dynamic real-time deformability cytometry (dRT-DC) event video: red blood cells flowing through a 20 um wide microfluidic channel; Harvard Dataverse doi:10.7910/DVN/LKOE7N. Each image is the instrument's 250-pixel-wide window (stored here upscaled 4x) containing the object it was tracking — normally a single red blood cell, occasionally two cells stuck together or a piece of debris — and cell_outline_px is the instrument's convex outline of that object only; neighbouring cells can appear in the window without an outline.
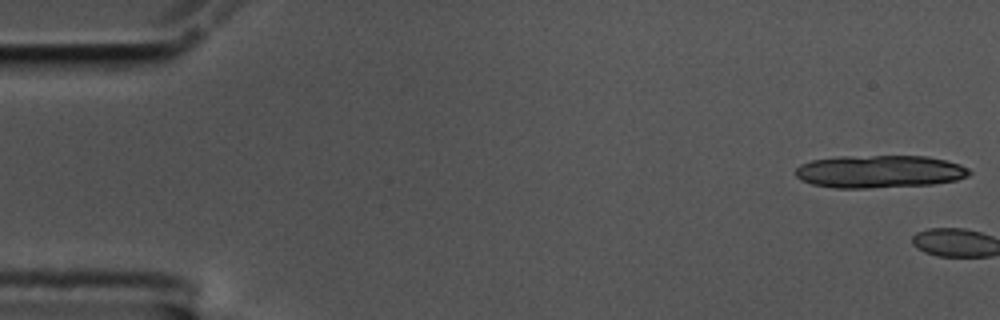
{"species": "common noctule bat (a hibernating species)", "species_latin": "Nyctalus noctula", "temperature_condition": "cold", "stored_images_in_passage": 3, "camera_frame_rate_fps": 3000, "um_per_image_px": 0.085, "animal": {"sex": "male", "body_mass_g": 17.5, "forearm_length_mm": 52.3}, "frame": {"image": 1, "passage_image": 1, "time_ms": 0.0, "image_size_px": [1000, 320], "cell_outline_px": [[972, 172], [968, 176], [956, 180], [932, 184], [868, 188], [832, 188], [812, 184], [800, 180], [796, 176], [796, 168], [800, 164], [812, 160], [840, 156], [928, 156], [960, 164], [968, 168]], "centroid_in_image_um": [74.74, 14.58], "position_along_channel_um": 10.3, "area_um2": 33.23}}